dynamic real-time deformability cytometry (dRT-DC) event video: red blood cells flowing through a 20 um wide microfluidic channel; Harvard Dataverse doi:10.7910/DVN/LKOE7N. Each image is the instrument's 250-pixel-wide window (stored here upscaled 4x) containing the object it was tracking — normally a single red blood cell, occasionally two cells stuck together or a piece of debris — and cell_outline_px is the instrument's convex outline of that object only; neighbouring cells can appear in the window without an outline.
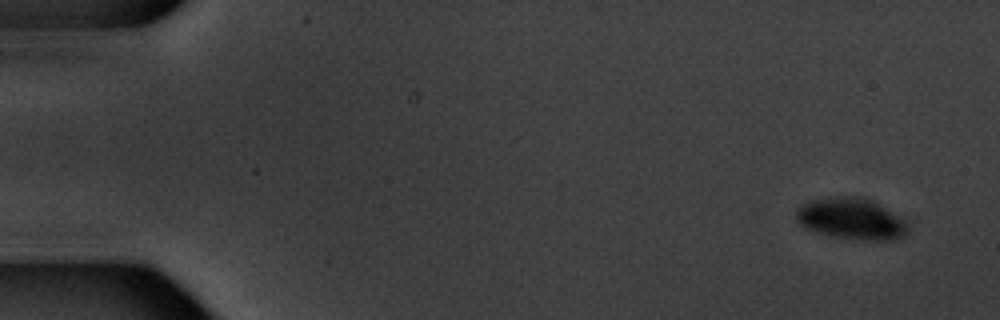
{"species": "common noctule bat (a hibernating species)", "species_latin": "Nyctalus noctula", "temperature_condition": "warm", "stored_images_in_passage": 15, "camera_frame_rate_fps": 3000, "um_per_image_px": 0.085, "animal": {"sex": "male", "body_mass_g": 20.1, "forearm_length_mm": 53.5}, "frame": {"image": 1, "passage_image": 1, "time_ms": 0.0, "image_size_px": [1000, 320], "cell_outline_px": [[908, 232], [904, 236], [892, 240], [860, 240], [836, 236], [816, 232], [804, 228], [796, 220], [796, 208], [800, 204], [812, 200], [836, 196], [864, 196], [880, 204], [904, 220], [908, 224]], "centroid_in_image_um": [72.35, 18.58], "position_along_channel_um": 12.7, "area_um2": 27.11}}
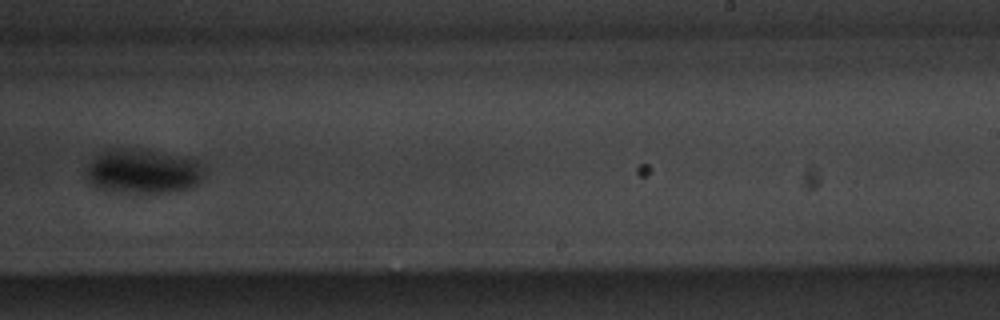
{"frame": {"image": 2, "passage_image": 10, "time_ms": 11.667, "image_size_px": [1000, 320], "cell_outline_px": [[204, 176], [192, 188], [152, 196], [136, 196], [108, 192], [96, 188], [88, 184], [88, 168], [104, 152], [120, 148], [140, 148], [192, 156], [204, 168]], "centroid_in_image_um": [12.24, 14.63], "position_along_channel_um": 276.8, "area_um2": 32.02}}
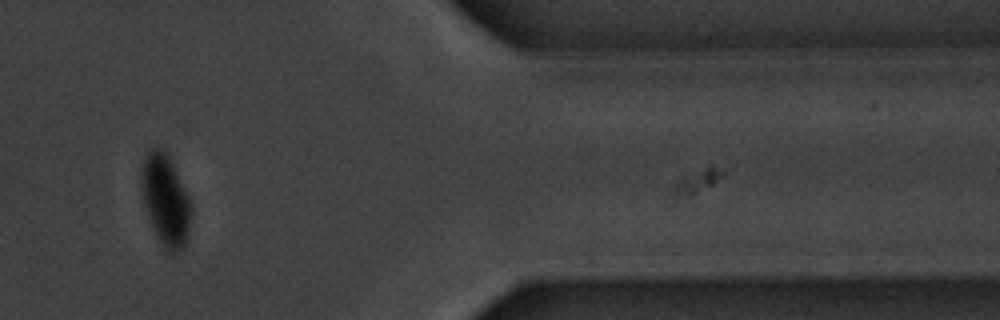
{"frame": {"image": 3, "passage_image": 13, "time_ms": 16.0, "image_size_px": [1000, 320], "cell_outline_px": [[192, 212], [188, 232], [184, 244], [176, 252], [168, 252], [164, 248], [148, 216], [144, 204], [140, 188], [140, 172], [148, 148], [156, 144], [164, 148], [192, 204]], "centroid_in_image_um": [14.04, 16.92], "position_along_channel_um": 397.4, "area_um2": 26.24}}